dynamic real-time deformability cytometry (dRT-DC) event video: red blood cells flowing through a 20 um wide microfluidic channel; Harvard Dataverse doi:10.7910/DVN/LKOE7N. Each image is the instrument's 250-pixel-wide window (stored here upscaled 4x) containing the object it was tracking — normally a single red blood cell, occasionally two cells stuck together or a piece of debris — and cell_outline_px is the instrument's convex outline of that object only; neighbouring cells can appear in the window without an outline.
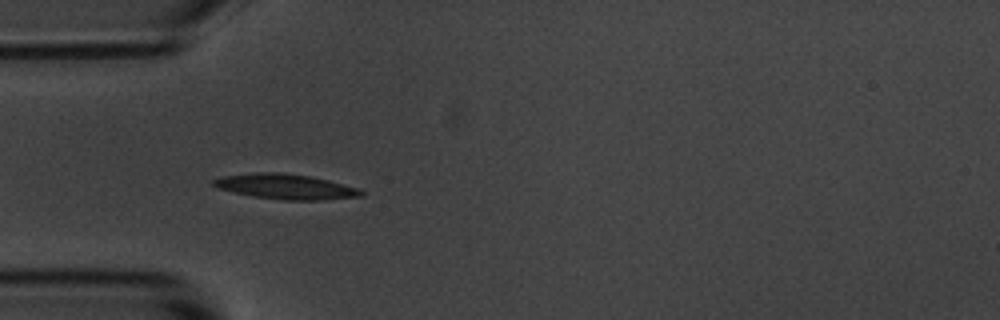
{"species": "common noctule bat (a hibernating species)", "species_latin": "Nyctalus noctula", "temperature_condition": "room temperature", "stored_images_in_passage": 5, "camera_frame_rate_fps": 3000, "um_per_image_px": 0.085, "animal": {"sex": "male", "body_mass_g": 20.1, "forearm_length_mm": 53.5}, "frame": {"image": 1, "passage_image": 5, "time_ms": 4.667, "image_size_px": [1000, 320], "cell_outline_px": [[364, 196], [324, 200], [284, 200], [252, 196], [220, 188], [212, 184], [212, 180], [224, 176], [256, 172], [280, 172], [308, 176], [328, 180], [360, 188], [364, 192]], "centroid_in_image_um": [24.35, 15.86], "position_along_channel_um": 60.7, "area_um2": 21.5}}